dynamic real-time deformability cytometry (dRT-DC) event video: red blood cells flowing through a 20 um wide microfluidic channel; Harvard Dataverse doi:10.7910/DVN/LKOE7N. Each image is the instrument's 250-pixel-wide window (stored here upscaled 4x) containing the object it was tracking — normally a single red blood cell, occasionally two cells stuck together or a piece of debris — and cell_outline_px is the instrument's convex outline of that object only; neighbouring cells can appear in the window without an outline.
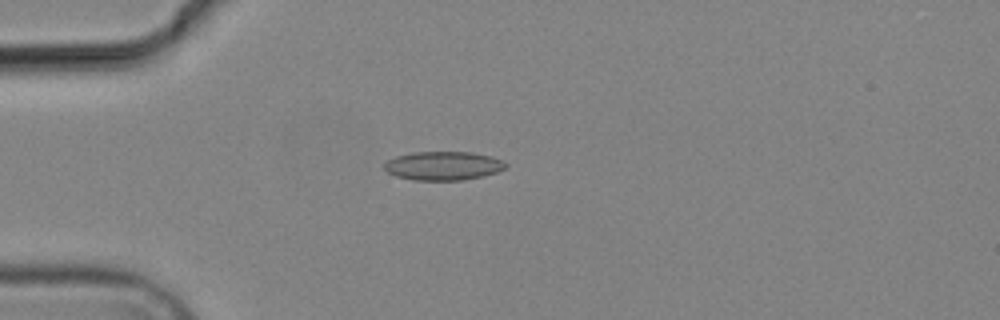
{"species": "common noctule bat (a hibernating species)", "species_latin": "Nyctalus noctula", "temperature_condition": "cold", "stored_images_in_passage": 6, "camera_frame_rate_fps": 3000, "um_per_image_px": 0.085, "animal": {"sex": "male", "body_mass_g": 19.2, "forearm_length_mm": 51.8}, "frame": {"image": 1, "passage_image": 4, "time_ms": 4.0, "image_size_px": [1000, 320], "cell_outline_px": [[508, 164], [504, 168], [496, 172], [484, 176], [464, 180], [412, 180], [396, 176], [388, 172], [384, 168], [384, 164], [388, 160], [396, 156], [412, 152], [472, 152], [492, 156]], "centroid_in_image_um": [37.67, 14.09], "position_along_channel_um": 47.3, "area_um2": 20.35}}
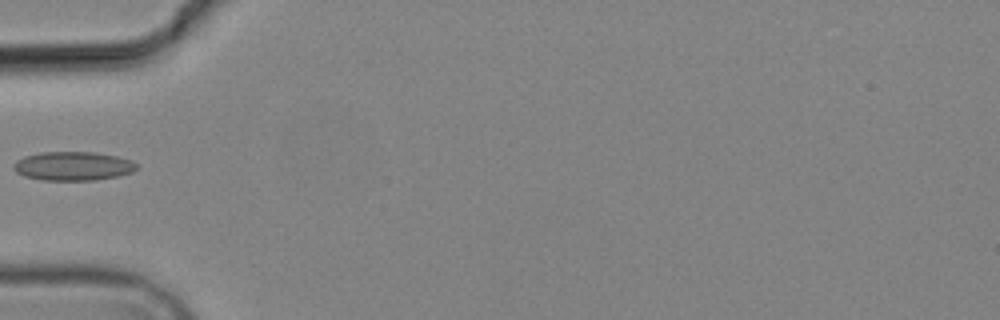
{"frame": {"image": 2, "passage_image": 5, "time_ms": 5.333, "image_size_px": [1000, 320], "cell_outline_px": [[136, 168], [132, 172], [116, 176], [96, 180], [44, 180], [24, 176], [16, 172], [12, 168], [12, 164], [16, 160], [24, 156], [40, 152], [92, 152], [116, 156], [132, 160], [136, 164]], "centroid_in_image_um": [6.16, 14.11], "position_along_channel_um": 78.8, "area_um2": 20.69}}
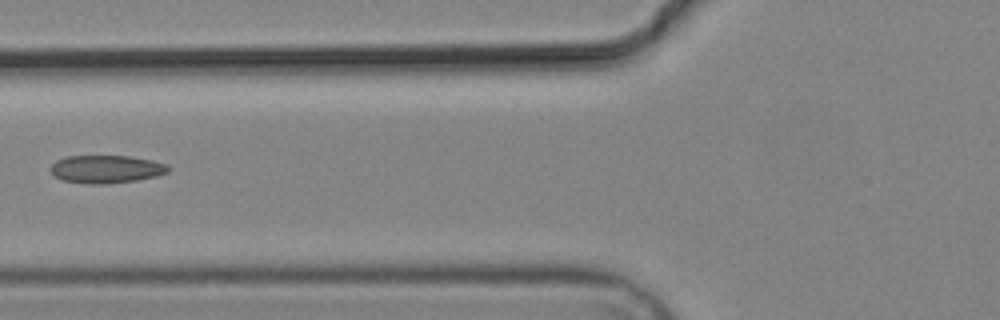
{"frame": {"image": 3, "passage_image": 6, "time_ms": 6.333, "image_size_px": [1000, 320], "cell_outline_px": [[168, 172], [156, 176], [136, 180], [104, 184], [88, 184], [64, 180], [56, 176], [48, 168], [56, 160], [68, 156], [128, 156], [152, 160], [168, 164]], "centroid_in_image_um": [9.02, 14.37], "position_along_channel_um": 116.8, "area_um2": 19.02}}